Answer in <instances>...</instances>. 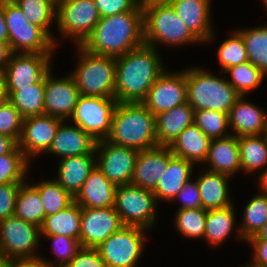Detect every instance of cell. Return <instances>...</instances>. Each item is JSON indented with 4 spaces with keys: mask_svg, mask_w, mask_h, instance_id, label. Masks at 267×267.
I'll list each match as a JSON object with an SVG mask.
<instances>
[{
    "mask_svg": "<svg viewBox=\"0 0 267 267\" xmlns=\"http://www.w3.org/2000/svg\"><path fill=\"white\" fill-rule=\"evenodd\" d=\"M144 44L143 8L101 17L80 45L86 51L110 57L125 55Z\"/></svg>",
    "mask_w": 267,
    "mask_h": 267,
    "instance_id": "6da1fadb",
    "label": "cell"
},
{
    "mask_svg": "<svg viewBox=\"0 0 267 267\" xmlns=\"http://www.w3.org/2000/svg\"><path fill=\"white\" fill-rule=\"evenodd\" d=\"M160 60L156 48L145 43L117 57L114 89L117 102H142L166 69Z\"/></svg>",
    "mask_w": 267,
    "mask_h": 267,
    "instance_id": "7a4b0ae2",
    "label": "cell"
},
{
    "mask_svg": "<svg viewBox=\"0 0 267 267\" xmlns=\"http://www.w3.org/2000/svg\"><path fill=\"white\" fill-rule=\"evenodd\" d=\"M106 140L137 151L158 146L155 115L142 102H118Z\"/></svg>",
    "mask_w": 267,
    "mask_h": 267,
    "instance_id": "3957f363",
    "label": "cell"
},
{
    "mask_svg": "<svg viewBox=\"0 0 267 267\" xmlns=\"http://www.w3.org/2000/svg\"><path fill=\"white\" fill-rule=\"evenodd\" d=\"M187 102L194 110H214L229 114L231 107L240 97L225 79L216 77L200 68L185 70Z\"/></svg>",
    "mask_w": 267,
    "mask_h": 267,
    "instance_id": "277c9868",
    "label": "cell"
},
{
    "mask_svg": "<svg viewBox=\"0 0 267 267\" xmlns=\"http://www.w3.org/2000/svg\"><path fill=\"white\" fill-rule=\"evenodd\" d=\"M144 43L179 45L200 42L177 16L170 3H156L143 8Z\"/></svg>",
    "mask_w": 267,
    "mask_h": 267,
    "instance_id": "5b68a950",
    "label": "cell"
},
{
    "mask_svg": "<svg viewBox=\"0 0 267 267\" xmlns=\"http://www.w3.org/2000/svg\"><path fill=\"white\" fill-rule=\"evenodd\" d=\"M80 58L70 73L82 96L114 98L116 58L92 54L77 45Z\"/></svg>",
    "mask_w": 267,
    "mask_h": 267,
    "instance_id": "8992f818",
    "label": "cell"
},
{
    "mask_svg": "<svg viewBox=\"0 0 267 267\" xmlns=\"http://www.w3.org/2000/svg\"><path fill=\"white\" fill-rule=\"evenodd\" d=\"M13 53H52L56 42L39 26L28 22L12 0L0 1Z\"/></svg>",
    "mask_w": 267,
    "mask_h": 267,
    "instance_id": "52a82bcc",
    "label": "cell"
},
{
    "mask_svg": "<svg viewBox=\"0 0 267 267\" xmlns=\"http://www.w3.org/2000/svg\"><path fill=\"white\" fill-rule=\"evenodd\" d=\"M157 202L152 191L126 184L117 186L113 207L125 226L148 230L156 222Z\"/></svg>",
    "mask_w": 267,
    "mask_h": 267,
    "instance_id": "ba28073f",
    "label": "cell"
},
{
    "mask_svg": "<svg viewBox=\"0 0 267 267\" xmlns=\"http://www.w3.org/2000/svg\"><path fill=\"white\" fill-rule=\"evenodd\" d=\"M101 19L94 0H57L56 24L65 38L81 45ZM72 37V38H71Z\"/></svg>",
    "mask_w": 267,
    "mask_h": 267,
    "instance_id": "9c48e42d",
    "label": "cell"
},
{
    "mask_svg": "<svg viewBox=\"0 0 267 267\" xmlns=\"http://www.w3.org/2000/svg\"><path fill=\"white\" fill-rule=\"evenodd\" d=\"M144 228L123 226L97 247L106 267H135L144 249Z\"/></svg>",
    "mask_w": 267,
    "mask_h": 267,
    "instance_id": "30bf717a",
    "label": "cell"
},
{
    "mask_svg": "<svg viewBox=\"0 0 267 267\" xmlns=\"http://www.w3.org/2000/svg\"><path fill=\"white\" fill-rule=\"evenodd\" d=\"M117 103L115 98L81 95L71 119L96 141L106 139Z\"/></svg>",
    "mask_w": 267,
    "mask_h": 267,
    "instance_id": "8fae6325",
    "label": "cell"
},
{
    "mask_svg": "<svg viewBox=\"0 0 267 267\" xmlns=\"http://www.w3.org/2000/svg\"><path fill=\"white\" fill-rule=\"evenodd\" d=\"M40 227L15 215L0 221V249L7 259L36 258Z\"/></svg>",
    "mask_w": 267,
    "mask_h": 267,
    "instance_id": "7c38bea8",
    "label": "cell"
},
{
    "mask_svg": "<svg viewBox=\"0 0 267 267\" xmlns=\"http://www.w3.org/2000/svg\"><path fill=\"white\" fill-rule=\"evenodd\" d=\"M96 167L116 186L130 184L139 151L103 139L96 142ZM100 156V157H99Z\"/></svg>",
    "mask_w": 267,
    "mask_h": 267,
    "instance_id": "4fadbf2b",
    "label": "cell"
},
{
    "mask_svg": "<svg viewBox=\"0 0 267 267\" xmlns=\"http://www.w3.org/2000/svg\"><path fill=\"white\" fill-rule=\"evenodd\" d=\"M51 55L13 53L3 72L6 90H20L41 81L51 70Z\"/></svg>",
    "mask_w": 267,
    "mask_h": 267,
    "instance_id": "5bb4252c",
    "label": "cell"
},
{
    "mask_svg": "<svg viewBox=\"0 0 267 267\" xmlns=\"http://www.w3.org/2000/svg\"><path fill=\"white\" fill-rule=\"evenodd\" d=\"M187 102L186 73L164 71L154 82L143 105L153 114L158 115Z\"/></svg>",
    "mask_w": 267,
    "mask_h": 267,
    "instance_id": "9a60e30c",
    "label": "cell"
},
{
    "mask_svg": "<svg viewBox=\"0 0 267 267\" xmlns=\"http://www.w3.org/2000/svg\"><path fill=\"white\" fill-rule=\"evenodd\" d=\"M123 226L120 215L115 211L114 207H81V246L97 248Z\"/></svg>",
    "mask_w": 267,
    "mask_h": 267,
    "instance_id": "2e32d148",
    "label": "cell"
},
{
    "mask_svg": "<svg viewBox=\"0 0 267 267\" xmlns=\"http://www.w3.org/2000/svg\"><path fill=\"white\" fill-rule=\"evenodd\" d=\"M62 119L41 114L24 118L18 147L29 160L32 156L48 152Z\"/></svg>",
    "mask_w": 267,
    "mask_h": 267,
    "instance_id": "e0dca14e",
    "label": "cell"
},
{
    "mask_svg": "<svg viewBox=\"0 0 267 267\" xmlns=\"http://www.w3.org/2000/svg\"><path fill=\"white\" fill-rule=\"evenodd\" d=\"M50 73L45 76L44 114L62 120L70 119L81 96L80 91L71 74L53 79Z\"/></svg>",
    "mask_w": 267,
    "mask_h": 267,
    "instance_id": "ac0fdd59",
    "label": "cell"
},
{
    "mask_svg": "<svg viewBox=\"0 0 267 267\" xmlns=\"http://www.w3.org/2000/svg\"><path fill=\"white\" fill-rule=\"evenodd\" d=\"M173 156L169 146L163 145L139 151L130 184L153 191Z\"/></svg>",
    "mask_w": 267,
    "mask_h": 267,
    "instance_id": "d6986e66",
    "label": "cell"
},
{
    "mask_svg": "<svg viewBox=\"0 0 267 267\" xmlns=\"http://www.w3.org/2000/svg\"><path fill=\"white\" fill-rule=\"evenodd\" d=\"M211 0H171L169 3L177 16L200 42L212 40L213 31L210 21Z\"/></svg>",
    "mask_w": 267,
    "mask_h": 267,
    "instance_id": "ffe728a7",
    "label": "cell"
},
{
    "mask_svg": "<svg viewBox=\"0 0 267 267\" xmlns=\"http://www.w3.org/2000/svg\"><path fill=\"white\" fill-rule=\"evenodd\" d=\"M96 140L78 125L64 123L59 125L56 136L47 153L56 154L62 158L85 154H96Z\"/></svg>",
    "mask_w": 267,
    "mask_h": 267,
    "instance_id": "44dd1931",
    "label": "cell"
},
{
    "mask_svg": "<svg viewBox=\"0 0 267 267\" xmlns=\"http://www.w3.org/2000/svg\"><path fill=\"white\" fill-rule=\"evenodd\" d=\"M240 96L228 114L229 127L236 137L267 134V114Z\"/></svg>",
    "mask_w": 267,
    "mask_h": 267,
    "instance_id": "7402d4cb",
    "label": "cell"
},
{
    "mask_svg": "<svg viewBox=\"0 0 267 267\" xmlns=\"http://www.w3.org/2000/svg\"><path fill=\"white\" fill-rule=\"evenodd\" d=\"M116 188L117 186L95 167L74 197V201L87 208L113 207Z\"/></svg>",
    "mask_w": 267,
    "mask_h": 267,
    "instance_id": "603a6c76",
    "label": "cell"
},
{
    "mask_svg": "<svg viewBox=\"0 0 267 267\" xmlns=\"http://www.w3.org/2000/svg\"><path fill=\"white\" fill-rule=\"evenodd\" d=\"M96 154L61 158L55 179L73 197L80 191L88 175L96 167Z\"/></svg>",
    "mask_w": 267,
    "mask_h": 267,
    "instance_id": "cb8c5ba5",
    "label": "cell"
},
{
    "mask_svg": "<svg viewBox=\"0 0 267 267\" xmlns=\"http://www.w3.org/2000/svg\"><path fill=\"white\" fill-rule=\"evenodd\" d=\"M158 145L169 146L177 136L194 123V109L188 103L155 116Z\"/></svg>",
    "mask_w": 267,
    "mask_h": 267,
    "instance_id": "d4e9b609",
    "label": "cell"
},
{
    "mask_svg": "<svg viewBox=\"0 0 267 267\" xmlns=\"http://www.w3.org/2000/svg\"><path fill=\"white\" fill-rule=\"evenodd\" d=\"M210 163L208 170L232 176L241 169L238 137L230 135L211 139L205 163Z\"/></svg>",
    "mask_w": 267,
    "mask_h": 267,
    "instance_id": "484cf974",
    "label": "cell"
},
{
    "mask_svg": "<svg viewBox=\"0 0 267 267\" xmlns=\"http://www.w3.org/2000/svg\"><path fill=\"white\" fill-rule=\"evenodd\" d=\"M194 165L192 162L183 158L173 156L162 173L161 179L156 188L152 191L156 200L172 201L178 194L179 190L191 180Z\"/></svg>",
    "mask_w": 267,
    "mask_h": 267,
    "instance_id": "4316f807",
    "label": "cell"
},
{
    "mask_svg": "<svg viewBox=\"0 0 267 267\" xmlns=\"http://www.w3.org/2000/svg\"><path fill=\"white\" fill-rule=\"evenodd\" d=\"M210 142L211 139L193 123L177 136L169 148L176 157L193 164L203 163L207 159Z\"/></svg>",
    "mask_w": 267,
    "mask_h": 267,
    "instance_id": "83f0119b",
    "label": "cell"
},
{
    "mask_svg": "<svg viewBox=\"0 0 267 267\" xmlns=\"http://www.w3.org/2000/svg\"><path fill=\"white\" fill-rule=\"evenodd\" d=\"M204 172L196 179L202 208L214 210L232 205L228 192V178L230 176L209 170Z\"/></svg>",
    "mask_w": 267,
    "mask_h": 267,
    "instance_id": "f1b7e54d",
    "label": "cell"
},
{
    "mask_svg": "<svg viewBox=\"0 0 267 267\" xmlns=\"http://www.w3.org/2000/svg\"><path fill=\"white\" fill-rule=\"evenodd\" d=\"M81 206L73 201L56 214L45 216L40 235H63L80 241Z\"/></svg>",
    "mask_w": 267,
    "mask_h": 267,
    "instance_id": "f546056e",
    "label": "cell"
},
{
    "mask_svg": "<svg viewBox=\"0 0 267 267\" xmlns=\"http://www.w3.org/2000/svg\"><path fill=\"white\" fill-rule=\"evenodd\" d=\"M6 94L23 119L44 114L45 77L29 87L6 90Z\"/></svg>",
    "mask_w": 267,
    "mask_h": 267,
    "instance_id": "4dcf8cb0",
    "label": "cell"
},
{
    "mask_svg": "<svg viewBox=\"0 0 267 267\" xmlns=\"http://www.w3.org/2000/svg\"><path fill=\"white\" fill-rule=\"evenodd\" d=\"M241 169L257 171L267 165V134L238 137Z\"/></svg>",
    "mask_w": 267,
    "mask_h": 267,
    "instance_id": "1f68e13d",
    "label": "cell"
},
{
    "mask_svg": "<svg viewBox=\"0 0 267 267\" xmlns=\"http://www.w3.org/2000/svg\"><path fill=\"white\" fill-rule=\"evenodd\" d=\"M14 215L39 227L42 225L45 218V209L39 192L33 184L23 182L20 185Z\"/></svg>",
    "mask_w": 267,
    "mask_h": 267,
    "instance_id": "d6a6232c",
    "label": "cell"
},
{
    "mask_svg": "<svg viewBox=\"0 0 267 267\" xmlns=\"http://www.w3.org/2000/svg\"><path fill=\"white\" fill-rule=\"evenodd\" d=\"M235 210L233 204L214 210H207V220L205 225L204 237L214 246L224 242L229 237L235 226Z\"/></svg>",
    "mask_w": 267,
    "mask_h": 267,
    "instance_id": "836d02e7",
    "label": "cell"
},
{
    "mask_svg": "<svg viewBox=\"0 0 267 267\" xmlns=\"http://www.w3.org/2000/svg\"><path fill=\"white\" fill-rule=\"evenodd\" d=\"M22 11L29 23L42 28L52 39L49 27L56 20V0H12Z\"/></svg>",
    "mask_w": 267,
    "mask_h": 267,
    "instance_id": "e575fe53",
    "label": "cell"
},
{
    "mask_svg": "<svg viewBox=\"0 0 267 267\" xmlns=\"http://www.w3.org/2000/svg\"><path fill=\"white\" fill-rule=\"evenodd\" d=\"M236 31L244 40L248 61L267 75V25Z\"/></svg>",
    "mask_w": 267,
    "mask_h": 267,
    "instance_id": "d590c367",
    "label": "cell"
},
{
    "mask_svg": "<svg viewBox=\"0 0 267 267\" xmlns=\"http://www.w3.org/2000/svg\"><path fill=\"white\" fill-rule=\"evenodd\" d=\"M244 209L243 224L241 223V227L238 228V238L247 241L267 222V195L258 192Z\"/></svg>",
    "mask_w": 267,
    "mask_h": 267,
    "instance_id": "8d00e7d4",
    "label": "cell"
},
{
    "mask_svg": "<svg viewBox=\"0 0 267 267\" xmlns=\"http://www.w3.org/2000/svg\"><path fill=\"white\" fill-rule=\"evenodd\" d=\"M33 186L39 192L45 209V216L56 214L74 201V197L56 180H44Z\"/></svg>",
    "mask_w": 267,
    "mask_h": 267,
    "instance_id": "74e56055",
    "label": "cell"
},
{
    "mask_svg": "<svg viewBox=\"0 0 267 267\" xmlns=\"http://www.w3.org/2000/svg\"><path fill=\"white\" fill-rule=\"evenodd\" d=\"M28 164L29 160L18 145L11 152L0 156V185L25 182Z\"/></svg>",
    "mask_w": 267,
    "mask_h": 267,
    "instance_id": "f35d334b",
    "label": "cell"
},
{
    "mask_svg": "<svg viewBox=\"0 0 267 267\" xmlns=\"http://www.w3.org/2000/svg\"><path fill=\"white\" fill-rule=\"evenodd\" d=\"M231 73L228 81L240 96H245L250 90L257 88L266 76L249 61L230 67L224 73Z\"/></svg>",
    "mask_w": 267,
    "mask_h": 267,
    "instance_id": "ab89813d",
    "label": "cell"
},
{
    "mask_svg": "<svg viewBox=\"0 0 267 267\" xmlns=\"http://www.w3.org/2000/svg\"><path fill=\"white\" fill-rule=\"evenodd\" d=\"M206 220L204 208L178 209L174 223L182 236L196 239L204 237Z\"/></svg>",
    "mask_w": 267,
    "mask_h": 267,
    "instance_id": "60d3db41",
    "label": "cell"
},
{
    "mask_svg": "<svg viewBox=\"0 0 267 267\" xmlns=\"http://www.w3.org/2000/svg\"><path fill=\"white\" fill-rule=\"evenodd\" d=\"M194 124L210 139L230 136L228 114L214 110H194Z\"/></svg>",
    "mask_w": 267,
    "mask_h": 267,
    "instance_id": "b9f144b4",
    "label": "cell"
},
{
    "mask_svg": "<svg viewBox=\"0 0 267 267\" xmlns=\"http://www.w3.org/2000/svg\"><path fill=\"white\" fill-rule=\"evenodd\" d=\"M222 42L217 52L223 72L228 68L248 61L244 40L237 31Z\"/></svg>",
    "mask_w": 267,
    "mask_h": 267,
    "instance_id": "7bdbcfd3",
    "label": "cell"
},
{
    "mask_svg": "<svg viewBox=\"0 0 267 267\" xmlns=\"http://www.w3.org/2000/svg\"><path fill=\"white\" fill-rule=\"evenodd\" d=\"M43 236L47 237L48 240L50 239L51 241H53L52 242L53 251L58 257L57 258L58 260H56V262L50 261V259L49 261H47L46 259L43 258V260L48 264L49 267H65L82 247L79 240L67 236L63 235H43ZM55 263H57L58 265Z\"/></svg>",
    "mask_w": 267,
    "mask_h": 267,
    "instance_id": "ee69618b",
    "label": "cell"
},
{
    "mask_svg": "<svg viewBox=\"0 0 267 267\" xmlns=\"http://www.w3.org/2000/svg\"><path fill=\"white\" fill-rule=\"evenodd\" d=\"M22 121L18 109L8 99L0 104V134L9 136L18 143L22 133Z\"/></svg>",
    "mask_w": 267,
    "mask_h": 267,
    "instance_id": "f6af8a7d",
    "label": "cell"
},
{
    "mask_svg": "<svg viewBox=\"0 0 267 267\" xmlns=\"http://www.w3.org/2000/svg\"><path fill=\"white\" fill-rule=\"evenodd\" d=\"M21 184L0 185V221L15 214L16 197Z\"/></svg>",
    "mask_w": 267,
    "mask_h": 267,
    "instance_id": "bcb514c9",
    "label": "cell"
},
{
    "mask_svg": "<svg viewBox=\"0 0 267 267\" xmlns=\"http://www.w3.org/2000/svg\"><path fill=\"white\" fill-rule=\"evenodd\" d=\"M65 267H106L97 248L81 247Z\"/></svg>",
    "mask_w": 267,
    "mask_h": 267,
    "instance_id": "7dc6e473",
    "label": "cell"
},
{
    "mask_svg": "<svg viewBox=\"0 0 267 267\" xmlns=\"http://www.w3.org/2000/svg\"><path fill=\"white\" fill-rule=\"evenodd\" d=\"M174 199L182 200V206H180L179 209L202 208V201L197 186V180L194 182L188 180L186 184L179 190Z\"/></svg>",
    "mask_w": 267,
    "mask_h": 267,
    "instance_id": "c3c4849f",
    "label": "cell"
},
{
    "mask_svg": "<svg viewBox=\"0 0 267 267\" xmlns=\"http://www.w3.org/2000/svg\"><path fill=\"white\" fill-rule=\"evenodd\" d=\"M101 17L116 15L133 10L136 5L131 0H94Z\"/></svg>",
    "mask_w": 267,
    "mask_h": 267,
    "instance_id": "681fc988",
    "label": "cell"
},
{
    "mask_svg": "<svg viewBox=\"0 0 267 267\" xmlns=\"http://www.w3.org/2000/svg\"><path fill=\"white\" fill-rule=\"evenodd\" d=\"M253 246L252 263L267 267V239H248Z\"/></svg>",
    "mask_w": 267,
    "mask_h": 267,
    "instance_id": "f907efd6",
    "label": "cell"
},
{
    "mask_svg": "<svg viewBox=\"0 0 267 267\" xmlns=\"http://www.w3.org/2000/svg\"><path fill=\"white\" fill-rule=\"evenodd\" d=\"M5 267H49L41 258H11L7 259Z\"/></svg>",
    "mask_w": 267,
    "mask_h": 267,
    "instance_id": "816d5d0a",
    "label": "cell"
},
{
    "mask_svg": "<svg viewBox=\"0 0 267 267\" xmlns=\"http://www.w3.org/2000/svg\"><path fill=\"white\" fill-rule=\"evenodd\" d=\"M13 51L8 42H0V73H3L6 64L10 61Z\"/></svg>",
    "mask_w": 267,
    "mask_h": 267,
    "instance_id": "f5cc1de1",
    "label": "cell"
},
{
    "mask_svg": "<svg viewBox=\"0 0 267 267\" xmlns=\"http://www.w3.org/2000/svg\"><path fill=\"white\" fill-rule=\"evenodd\" d=\"M17 145L13 138L0 134V156L11 152Z\"/></svg>",
    "mask_w": 267,
    "mask_h": 267,
    "instance_id": "db71d44e",
    "label": "cell"
},
{
    "mask_svg": "<svg viewBox=\"0 0 267 267\" xmlns=\"http://www.w3.org/2000/svg\"><path fill=\"white\" fill-rule=\"evenodd\" d=\"M0 42H8V31L4 19L3 8L0 6Z\"/></svg>",
    "mask_w": 267,
    "mask_h": 267,
    "instance_id": "11a10c76",
    "label": "cell"
},
{
    "mask_svg": "<svg viewBox=\"0 0 267 267\" xmlns=\"http://www.w3.org/2000/svg\"><path fill=\"white\" fill-rule=\"evenodd\" d=\"M258 183H259V186L261 188L260 192L262 194L267 195V169L266 168L262 173H260V175L258 177Z\"/></svg>",
    "mask_w": 267,
    "mask_h": 267,
    "instance_id": "9f6ffc18",
    "label": "cell"
},
{
    "mask_svg": "<svg viewBox=\"0 0 267 267\" xmlns=\"http://www.w3.org/2000/svg\"><path fill=\"white\" fill-rule=\"evenodd\" d=\"M7 100L5 79L3 73H0V104H3Z\"/></svg>",
    "mask_w": 267,
    "mask_h": 267,
    "instance_id": "6f0895ef",
    "label": "cell"
},
{
    "mask_svg": "<svg viewBox=\"0 0 267 267\" xmlns=\"http://www.w3.org/2000/svg\"><path fill=\"white\" fill-rule=\"evenodd\" d=\"M249 239H267V222L262 226L255 236H252Z\"/></svg>",
    "mask_w": 267,
    "mask_h": 267,
    "instance_id": "680465c9",
    "label": "cell"
},
{
    "mask_svg": "<svg viewBox=\"0 0 267 267\" xmlns=\"http://www.w3.org/2000/svg\"><path fill=\"white\" fill-rule=\"evenodd\" d=\"M136 6L144 8L148 5H151V0H131Z\"/></svg>",
    "mask_w": 267,
    "mask_h": 267,
    "instance_id": "91938a15",
    "label": "cell"
},
{
    "mask_svg": "<svg viewBox=\"0 0 267 267\" xmlns=\"http://www.w3.org/2000/svg\"><path fill=\"white\" fill-rule=\"evenodd\" d=\"M7 258L4 256V254L2 253L1 249H0V267H5Z\"/></svg>",
    "mask_w": 267,
    "mask_h": 267,
    "instance_id": "94428289",
    "label": "cell"
},
{
    "mask_svg": "<svg viewBox=\"0 0 267 267\" xmlns=\"http://www.w3.org/2000/svg\"><path fill=\"white\" fill-rule=\"evenodd\" d=\"M171 0H151V4L156 3H169Z\"/></svg>",
    "mask_w": 267,
    "mask_h": 267,
    "instance_id": "6125c7cd",
    "label": "cell"
},
{
    "mask_svg": "<svg viewBox=\"0 0 267 267\" xmlns=\"http://www.w3.org/2000/svg\"><path fill=\"white\" fill-rule=\"evenodd\" d=\"M244 267H266V266H260V265H256V264H252V262H251V264H249V265H246V266H244Z\"/></svg>",
    "mask_w": 267,
    "mask_h": 267,
    "instance_id": "be15d7a7",
    "label": "cell"
},
{
    "mask_svg": "<svg viewBox=\"0 0 267 267\" xmlns=\"http://www.w3.org/2000/svg\"><path fill=\"white\" fill-rule=\"evenodd\" d=\"M263 3H264V6H266V8H267V0H263Z\"/></svg>",
    "mask_w": 267,
    "mask_h": 267,
    "instance_id": "e7e4bbea",
    "label": "cell"
}]
</instances>
